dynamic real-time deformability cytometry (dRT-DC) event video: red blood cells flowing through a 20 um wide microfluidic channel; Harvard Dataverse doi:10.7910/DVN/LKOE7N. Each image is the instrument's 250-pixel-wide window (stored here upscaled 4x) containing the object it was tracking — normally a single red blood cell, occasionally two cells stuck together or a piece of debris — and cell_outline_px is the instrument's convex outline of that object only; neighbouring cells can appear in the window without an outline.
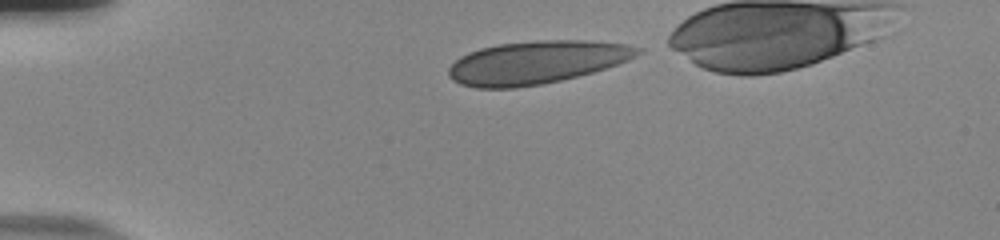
{"species": "human", "species_latin": "Homo sapiens", "temperature_condition": "room temperature", "stored_images_in_passage": 39, "camera_frame_rate_fps": 3000, "um_per_image_px": 0.085, "donor": {"sex": "male"}, "frame": {"image": 1, "passage_image": 1, "time_ms": 0.0, "image_size_px": [1000, 240], "cell_outline_px": [[644, 48], [640, 52], [628, 60], [592, 72], [560, 80], [540, 84], [516, 88], [476, 88], [460, 84], [452, 80], [448, 76], [448, 68], [460, 56], [468, 52], [480, 48], [500, 44], [536, 40], [592, 40], [628, 44]], "centroid_in_image_um": [45.58, 5.29], "position_along_channel_um": 39.4, "area_um2": 47.34}}
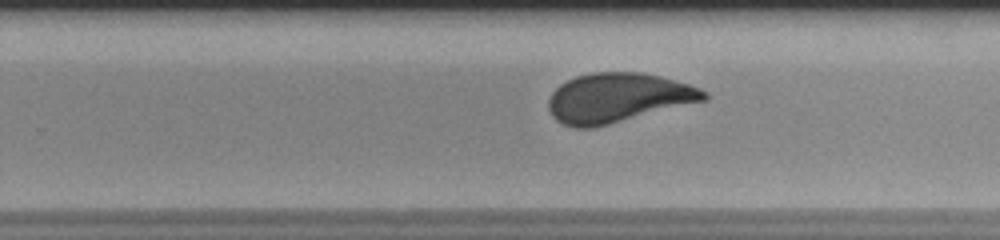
{"frame": {"image": 2, "passage_image": 24, "time_ms": 7.667, "image_size_px": [1000, 240], "cell_outline_px": [[708, 100], [592, 128], [576, 128], [564, 124], [556, 120], [552, 116], [548, 108], [548, 100], [552, 92], [560, 84], [576, 76], [592, 72], [640, 72], [660, 76], [688, 84], [700, 88], [708, 92]], "centroid_in_image_um": [52.53, 8.31], "position_along_channel_um": 277.3, "area_um2": 44.8}}
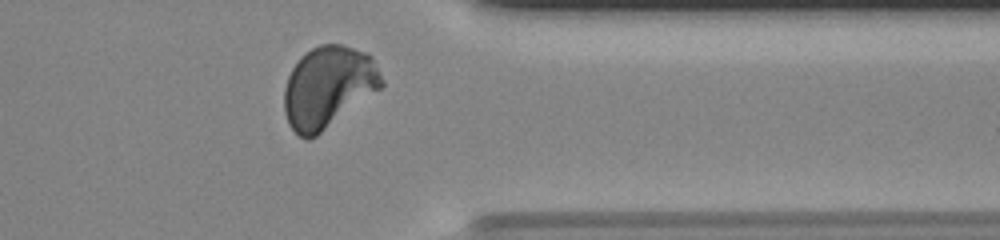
{"frame": {"image": 3, "passage_image": 33, "time_ms": 10.667, "image_size_px": [1000, 240], "cell_outline_px": [[384, 84], [380, 88], [316, 136], [308, 140], [300, 136], [288, 124], [284, 112], [284, 88], [288, 76], [292, 68], [300, 56], [312, 48], [320, 44], [340, 44], [364, 52], [372, 56], [384, 80]], "centroid_in_image_um": [27.87, 7.39], "position_along_channel_um": 383.5, "area_um2": 46.01}}